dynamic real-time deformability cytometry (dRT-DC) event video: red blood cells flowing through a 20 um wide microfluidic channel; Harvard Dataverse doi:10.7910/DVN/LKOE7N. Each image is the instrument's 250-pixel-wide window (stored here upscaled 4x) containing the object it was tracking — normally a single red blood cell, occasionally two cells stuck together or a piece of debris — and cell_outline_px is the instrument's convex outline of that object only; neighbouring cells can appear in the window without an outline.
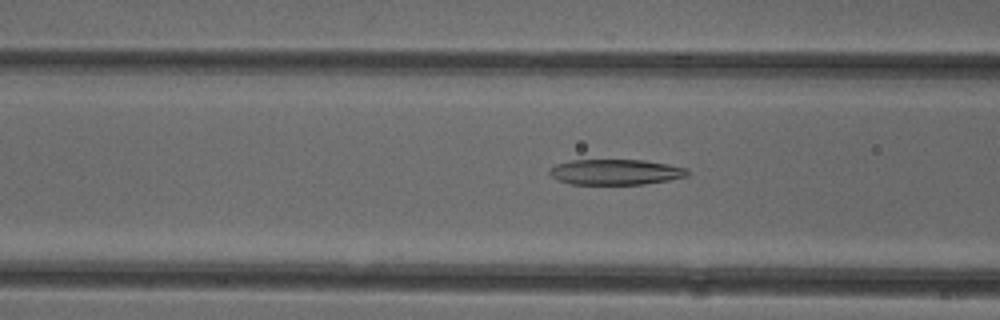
{"species": "common noctule bat (a hibernating species)", "species_latin": "Nyctalus noctula", "temperature_condition": "cold", "stored_images_in_passage": 40, "camera_frame_rate_fps": 3000, "um_per_image_px": 0.085, "animal": {"sex": "female"}, "frame": {"image": 1, "passage_image": 9, "time_ms": 2.667, "image_size_px": [1000, 320], "cell_outline_px": [[688, 176], [668, 180], [644, 184], [572, 184], [560, 180], [552, 176], [548, 172], [556, 164], [572, 160], [644, 160], [668, 164], [688, 168]], "centroid_in_image_um": [52.36, 14.62], "position_along_channel_um": 114.2, "area_um2": 20.35}}
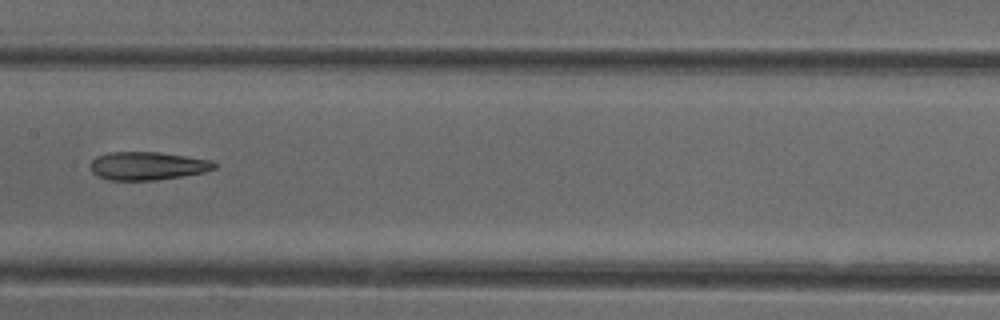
{"frame": {"image": 2, "passage_image": 15, "time_ms": 4.667, "image_size_px": [1000, 320], "cell_outline_px": [[216, 168], [204, 172], [156, 180], [108, 180], [96, 176], [92, 172], [88, 164], [96, 156], [108, 152], [160, 152], [212, 160], [216, 164]], "centroid_in_image_um": [12.49, 14.09], "position_along_channel_um": 194.9, "area_um2": 20.52}}
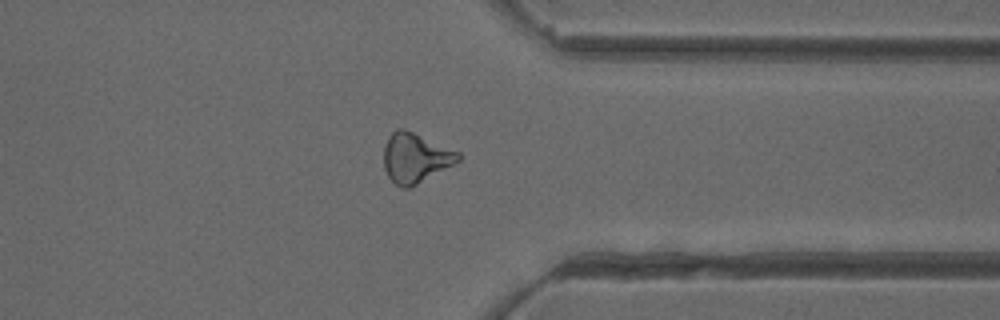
{"frame": {"image": 3, "passage_image": 29, "time_ms": 9.333, "image_size_px": [1000, 320], "cell_outline_px": [[460, 160], [416, 184], [408, 188], [400, 188], [388, 176], [384, 168], [384, 148], [388, 136], [396, 128], [404, 128], [460, 152]], "centroid_in_image_um": [35.28, 13.39], "position_along_channel_um": 376.1, "area_um2": 21.27}, "authors_computed_cell_mechanics": {"area_um2": 21.1548, "velocity_mm_per_s": 4.0076, "shape_relaxation_time_tau1_ms": null, "shape_relaxation_time_tau2_ms": 5.5861, "deformation_change_tau1": null, "deformation_change_tau2": 0.1657}}